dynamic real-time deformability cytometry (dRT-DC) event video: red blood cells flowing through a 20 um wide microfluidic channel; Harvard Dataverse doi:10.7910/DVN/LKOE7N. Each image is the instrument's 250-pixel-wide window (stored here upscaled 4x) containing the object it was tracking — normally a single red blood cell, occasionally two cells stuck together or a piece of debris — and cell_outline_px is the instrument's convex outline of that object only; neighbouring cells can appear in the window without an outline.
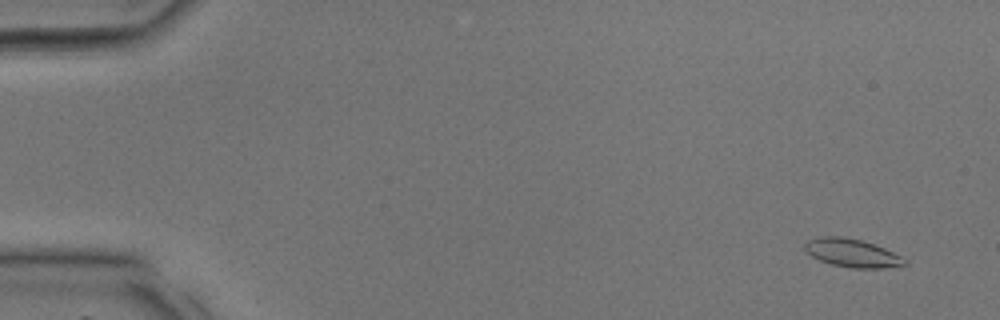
{"species": "common noctule bat (a hibernating species)", "species_latin": "Nyctalus noctula", "temperature_condition": "room temperature", "stored_images_in_passage": 39, "segment_of_instrument_passage": [1, 2], "camera_frame_rate_fps": 3000, "um_per_image_px": 0.085, "animal": {"sex": "male", "body_mass_g": 17.9, "forearm_length_mm": 54.2}, "frame": {"image": 1, "passage_image": 3, "time_ms": 0.667, "image_size_px": [1000, 320], "cell_outline_px": [[908, 264], [900, 268], [848, 268], [832, 264], [820, 260], [812, 256], [804, 248], [804, 244], [808, 240], [820, 236], [840, 236], [860, 240], [884, 248], [908, 260]], "centroid_in_image_um": [72.48, 21.53], "position_along_channel_um": 12.5, "area_um2": 16.53}}
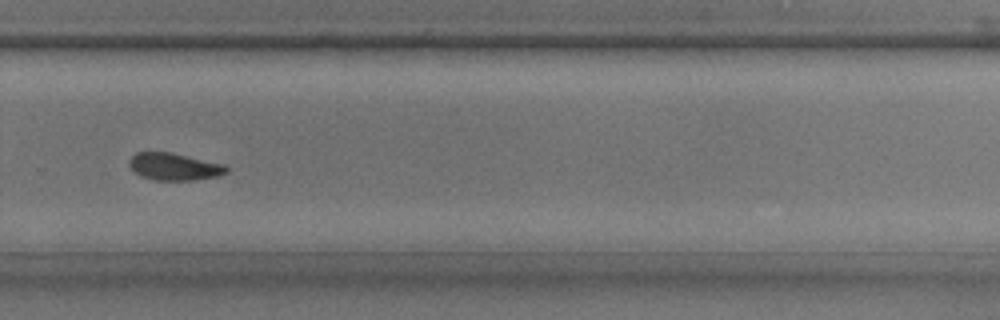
{"frame": {"image": 2, "passage_image": 27, "time_ms": 8.667, "image_size_px": [1000, 320], "cell_outline_px": [[228, 172], [216, 176], [192, 180], [156, 180], [140, 176], [128, 164], [128, 160], [136, 152], [172, 152], [224, 164], [228, 168]], "centroid_in_image_um": [14.8, 14.15], "position_along_channel_um": 315.0, "area_um2": 15.37}}
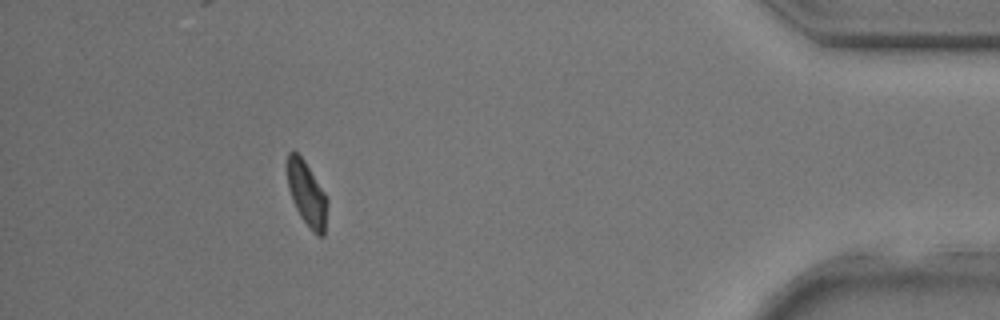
{"frame": {"image": 3, "passage_image": 35, "time_ms": 11.333, "image_size_px": [1000, 320], "cell_outline_px": [[328, 204], [324, 236], [316, 236], [312, 232], [300, 216], [292, 200], [288, 188], [288, 152], [292, 148], [304, 160], [324, 192], [328, 200]], "centroid_in_image_um": [26.09, 16.51], "position_along_channel_um": 409.1, "area_um2": 15.03}}